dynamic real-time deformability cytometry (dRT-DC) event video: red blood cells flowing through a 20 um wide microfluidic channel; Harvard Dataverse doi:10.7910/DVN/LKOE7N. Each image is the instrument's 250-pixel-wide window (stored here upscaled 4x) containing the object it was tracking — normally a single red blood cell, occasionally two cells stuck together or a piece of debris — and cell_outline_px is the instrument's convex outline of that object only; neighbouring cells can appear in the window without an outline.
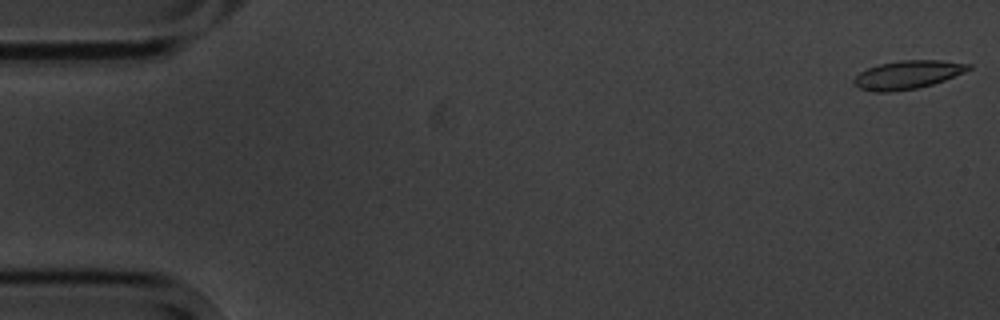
{"species": "common noctule bat (a hibernating species)", "species_latin": "Nyctalus noctula", "temperature_condition": "cold", "stored_images_in_passage": 4, "camera_frame_rate_fps": 3000, "um_per_image_px": 0.085, "animal": {"sex": "male", "body_mass_g": 20.1, "forearm_length_mm": 53.5}, "frame": {"image": 1, "passage_image": 1, "time_ms": 0.0, "image_size_px": [1000, 320], "cell_outline_px": [[972, 68], [964, 72], [944, 80], [932, 84], [916, 88], [888, 92], [872, 92], [860, 88], [852, 84], [852, 80], [860, 72], [868, 68], [880, 64], [900, 60], [940, 60], [972, 64]], "centroid_in_image_um": [77.13, 6.35], "position_along_channel_um": 7.9, "area_um2": 18.9}}